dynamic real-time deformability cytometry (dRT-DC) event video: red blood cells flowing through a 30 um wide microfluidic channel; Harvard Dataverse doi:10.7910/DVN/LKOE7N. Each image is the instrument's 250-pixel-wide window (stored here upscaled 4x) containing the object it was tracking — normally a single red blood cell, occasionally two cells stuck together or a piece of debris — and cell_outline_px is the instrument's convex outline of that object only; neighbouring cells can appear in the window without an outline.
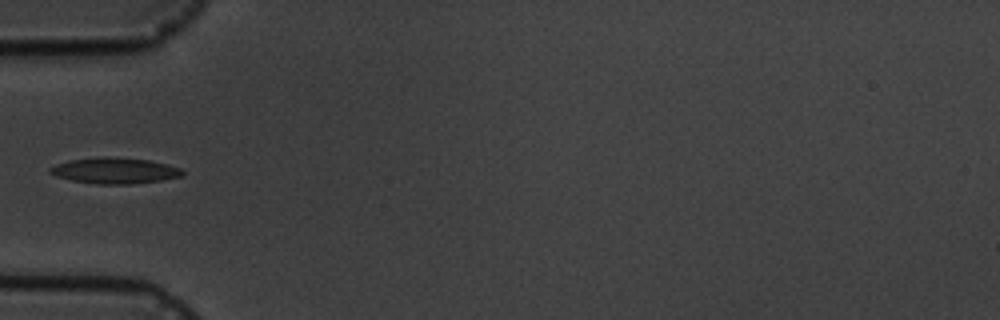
{"species": "common noctule bat (a hibernating species)", "species_latin": "Nyctalus noctula", "temperature_condition": "cold", "stored_images_in_passage": 1, "camera_frame_rate_fps": 3000, "um_per_image_px": 0.085, "animal": {"sex": "male", "body_mass_g": 19.5, "forearm_length_mm": 54.6}, "frame": {"image": 1, "passage_image": 1, "time_ms": 0.0, "image_size_px": [1000, 320], "cell_outline_px": [[184, 176], [160, 180], [132, 184], [96, 184], [72, 180], [56, 176], [48, 172], [48, 168], [56, 164], [68, 160], [100, 156], [108, 156], [148, 160], [168, 164], [180, 168], [184, 172]], "centroid_in_image_um": [9.73, 14.49], "position_along_channel_um": 75.3, "area_um2": 20.17}}